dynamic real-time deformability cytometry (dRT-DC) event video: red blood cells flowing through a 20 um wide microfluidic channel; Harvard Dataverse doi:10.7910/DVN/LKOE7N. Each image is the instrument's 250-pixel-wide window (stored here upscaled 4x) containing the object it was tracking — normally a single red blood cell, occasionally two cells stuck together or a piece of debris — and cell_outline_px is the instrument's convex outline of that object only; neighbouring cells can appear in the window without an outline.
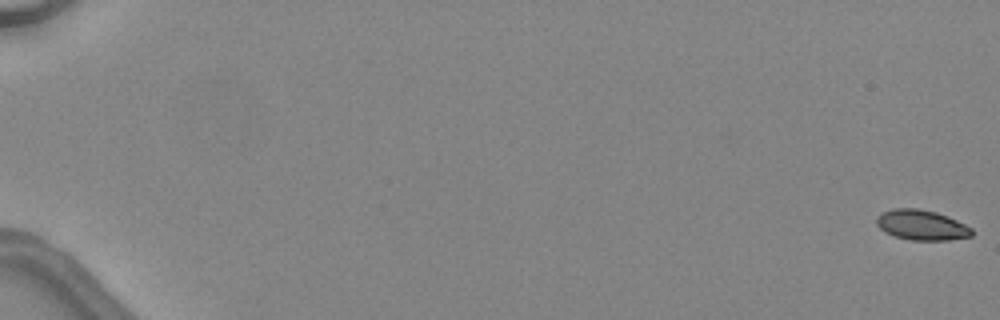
{"species": "common noctule bat (a hibernating species)", "species_latin": "Nyctalus noctula", "temperature_condition": "warm", "stored_images_in_passage": 49, "camera_frame_rate_fps": 3000, "um_per_image_px": 0.085, "animal": {"sex": "female", "body_mass_g": 24.6, "forearm_length_mm": 56.2}, "frame": {"image": 1, "passage_image": 1, "time_ms": 0.0, "image_size_px": [1000, 320], "cell_outline_px": [[972, 236], [948, 240], [912, 240], [896, 236], [884, 232], [876, 224], [876, 216], [892, 208], [920, 208], [936, 212], [948, 216], [972, 228]], "centroid_in_image_um": [78.32, 19.12], "position_along_channel_um": 6.7, "area_um2": 16.76}}
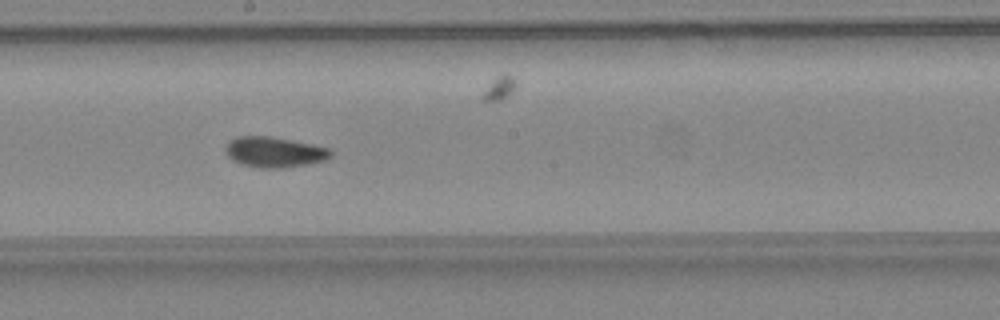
{"frame": {"image": 2, "passage_image": 30, "time_ms": 9.667, "image_size_px": [1000, 320], "cell_outline_px": [[332, 156], [324, 160], [308, 164], [280, 168], [260, 168], [244, 164], [232, 160], [228, 156], [224, 148], [236, 136], [272, 136], [312, 144], [328, 148], [332, 152]], "centroid_in_image_um": [23.32, 12.92], "position_along_channel_um": 224.9, "area_um2": 18.55}}
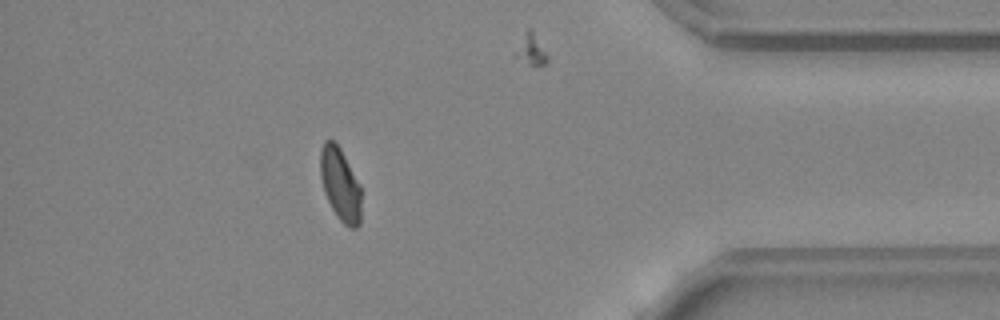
{"frame": {"image": 3, "passage_image": 44, "time_ms": 14.333, "image_size_px": [1000, 320], "cell_outline_px": [[360, 224], [356, 228], [352, 228], [344, 224], [336, 216], [324, 192], [320, 176], [320, 152], [324, 140], [332, 140], [340, 148], [360, 184]], "centroid_in_image_um": [28.91, 15.68], "position_along_channel_um": 406.3, "area_um2": 17.28}, "authors_computed_cell_mechanics": {"area_um2": 17.7446, "velocity_mm_per_s": 4.5541, "shape_relaxation_time_tau1_ms": null, "shape_relaxation_time_tau2_ms": 1.6718, "deformation_change_tau1": null, "deformation_change_tau2": 0.0495}}